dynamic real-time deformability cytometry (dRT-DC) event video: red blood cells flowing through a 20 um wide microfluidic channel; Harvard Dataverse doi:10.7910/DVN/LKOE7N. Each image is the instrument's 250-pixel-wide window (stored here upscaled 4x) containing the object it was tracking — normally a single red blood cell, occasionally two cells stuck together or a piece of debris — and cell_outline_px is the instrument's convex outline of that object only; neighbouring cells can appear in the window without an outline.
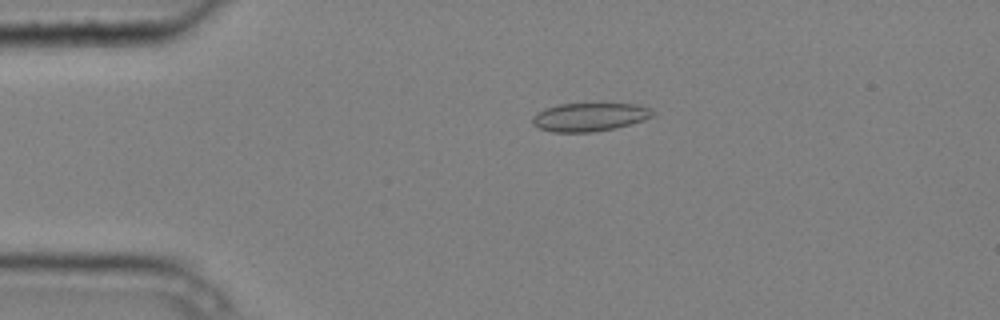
{"species": "common noctule bat (a hibernating species)", "species_latin": "Nyctalus noctula", "temperature_condition": "cold", "stored_images_in_passage": 5, "camera_frame_rate_fps": 3000, "um_per_image_px": 0.085, "animal": {"sex": "male", "body_mass_g": 20.4}, "frame": {"image": 1, "passage_image": 4, "time_ms": 1.0, "image_size_px": [1000, 320], "cell_outline_px": [[652, 116], [644, 120], [612, 128], [592, 132], [552, 132], [540, 128], [532, 124], [532, 116], [536, 112], [544, 108], [556, 104], [636, 104], [652, 108]], "centroid_in_image_um": [50.05, 9.94], "position_along_channel_um": 35.0, "area_um2": 19.77}}